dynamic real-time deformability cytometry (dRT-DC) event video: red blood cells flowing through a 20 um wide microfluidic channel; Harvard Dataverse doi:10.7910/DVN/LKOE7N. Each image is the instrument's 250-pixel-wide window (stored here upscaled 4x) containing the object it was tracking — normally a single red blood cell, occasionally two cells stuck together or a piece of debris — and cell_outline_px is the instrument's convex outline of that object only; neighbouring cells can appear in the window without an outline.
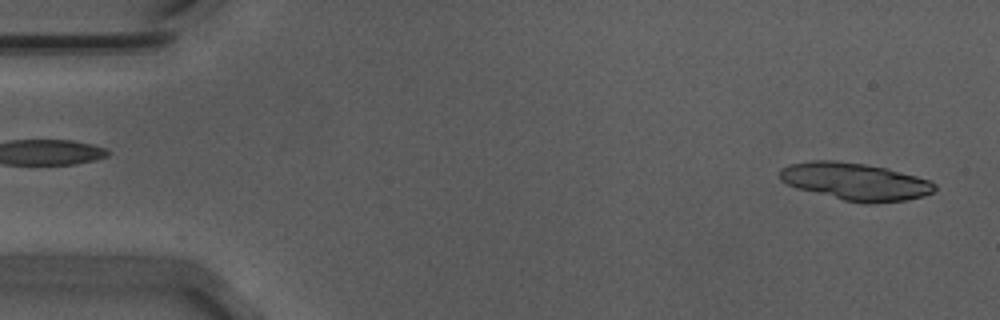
{"species": "Egyptian fruit bat (a non-hibernating species)", "species_latin": "Rousettus aegyptiacus", "temperature_condition": "warm", "stored_images_in_passage": 26, "segment_of_instrument_passage": [1, 2], "camera_frame_rate_fps": 3000, "um_per_image_px": 0.085, "animal": {"sex": "male"}, "frame": {"image": 1, "passage_image": 1, "time_ms": 0.0, "image_size_px": [1000, 320], "cell_outline_px": [[936, 188], [932, 192], [924, 196], [908, 200], [872, 204], [864, 204], [844, 200], [796, 188], [780, 180], [780, 168], [792, 164], [812, 160], [832, 160], [864, 164], [884, 168], [916, 176], [928, 180], [936, 184]], "centroid_in_image_um": [72.7, 15.44], "position_along_channel_um": 12.3, "area_um2": 33.58}}